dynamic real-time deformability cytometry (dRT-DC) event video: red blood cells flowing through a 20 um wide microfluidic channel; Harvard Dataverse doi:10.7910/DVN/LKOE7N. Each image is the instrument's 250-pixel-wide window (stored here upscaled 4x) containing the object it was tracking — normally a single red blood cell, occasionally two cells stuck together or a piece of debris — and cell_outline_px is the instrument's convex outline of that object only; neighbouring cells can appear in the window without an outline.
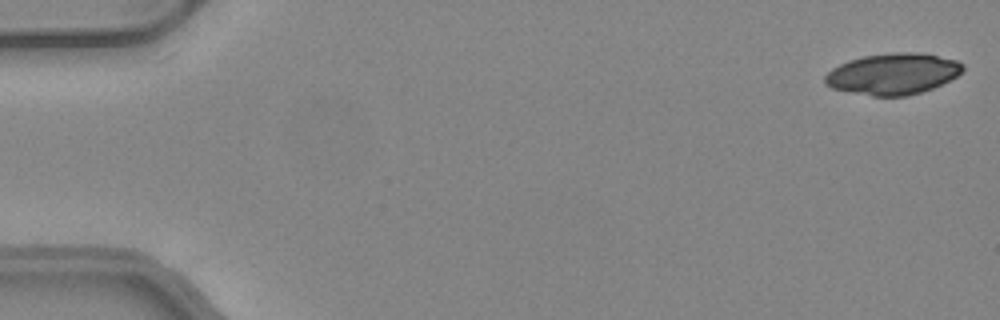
{"species": "common noctule bat (a hibernating species)", "species_latin": "Nyctalus noctula", "temperature_condition": "warm", "stored_images_in_passage": 49, "camera_frame_rate_fps": 3000, "um_per_image_px": 0.085, "animal": {"sex": "female", "body_mass_g": 24.6, "forearm_length_mm": 56.2}, "frame": {"image": 1, "passage_image": 1, "time_ms": 0.0, "image_size_px": [1000, 320], "cell_outline_px": [[964, 68], [956, 76], [932, 88], [908, 96], [872, 96], [832, 88], [824, 84], [824, 76], [832, 68], [848, 60], [864, 56], [896, 52], [912, 52], [936, 56], [956, 60], [964, 64]], "centroid_in_image_um": [75.86, 6.28], "position_along_channel_um": 9.1, "area_um2": 32.77}}